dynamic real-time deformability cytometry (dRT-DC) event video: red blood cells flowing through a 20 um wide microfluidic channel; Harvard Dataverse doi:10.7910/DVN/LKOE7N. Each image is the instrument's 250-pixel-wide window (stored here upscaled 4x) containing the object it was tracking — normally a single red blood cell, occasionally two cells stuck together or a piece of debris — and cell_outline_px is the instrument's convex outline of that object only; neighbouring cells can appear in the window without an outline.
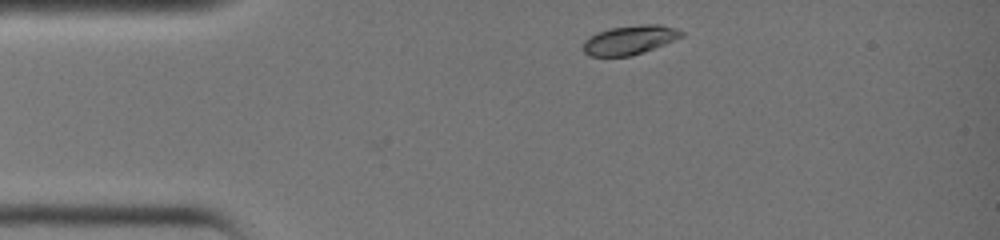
{"species": "common noctule bat (a hibernating species)", "species_latin": "Nyctalus noctula", "temperature_condition": "warm", "stored_images_in_passage": 27, "segment_of_instrument_passage": [1, 2], "camera_frame_rate_fps": 3000, "um_per_image_px": 0.085, "animal": {"sex": "female", "body_mass_g": 19.0, "forearm_length_mm": 51.5}, "frame": {"image": 1, "passage_image": 1, "time_ms": 0.0, "image_size_px": [1000, 240], "cell_outline_px": [[684, 36], [644, 52], [632, 56], [588, 56], [584, 52], [584, 40], [596, 32], [612, 28], [644, 24], [660, 24], [676, 28], [684, 32]], "centroid_in_image_um": [53.54, 3.39], "position_along_channel_um": 31.5, "area_um2": 16.65}}
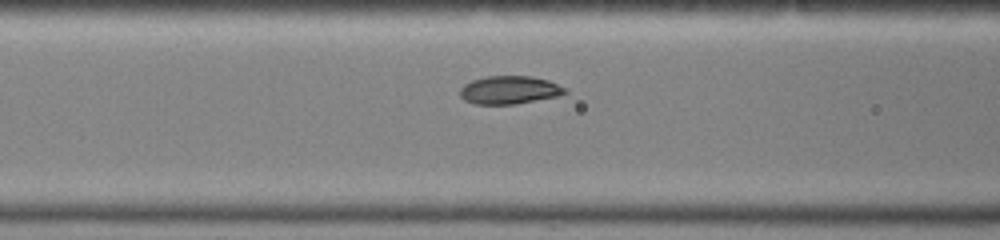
{"frame": {"image": 2, "passage_image": 9, "time_ms": 2.667, "image_size_px": [1000, 240], "cell_outline_px": [[568, 92], [560, 96], [516, 104], [476, 104], [464, 100], [460, 96], [460, 88], [464, 84], [472, 80], [484, 76], [532, 76], [548, 80], [564, 88]], "centroid_in_image_um": [43.29, 7.65], "position_along_channel_um": 123.3, "area_um2": 17.28}}
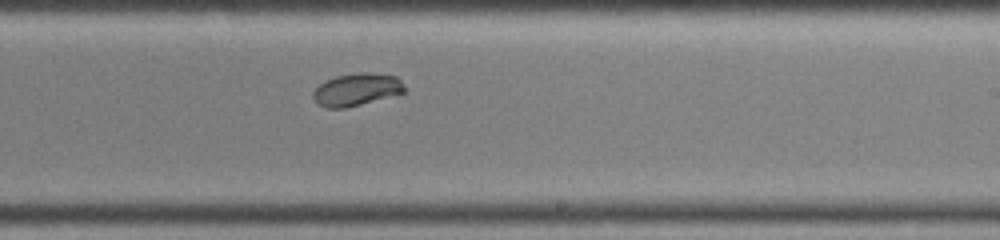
{"frame": {"image": 3, "passage_image": 17, "time_ms": 5.333, "image_size_px": [1000, 240], "cell_outline_px": [[408, 92], [344, 108], [324, 108], [316, 104], [312, 96], [312, 92], [320, 84], [336, 76], [360, 72], [372, 72], [396, 76], [404, 84]], "centroid_in_image_um": [30.33, 7.61], "position_along_channel_um": 258.7, "area_um2": 17.46}}